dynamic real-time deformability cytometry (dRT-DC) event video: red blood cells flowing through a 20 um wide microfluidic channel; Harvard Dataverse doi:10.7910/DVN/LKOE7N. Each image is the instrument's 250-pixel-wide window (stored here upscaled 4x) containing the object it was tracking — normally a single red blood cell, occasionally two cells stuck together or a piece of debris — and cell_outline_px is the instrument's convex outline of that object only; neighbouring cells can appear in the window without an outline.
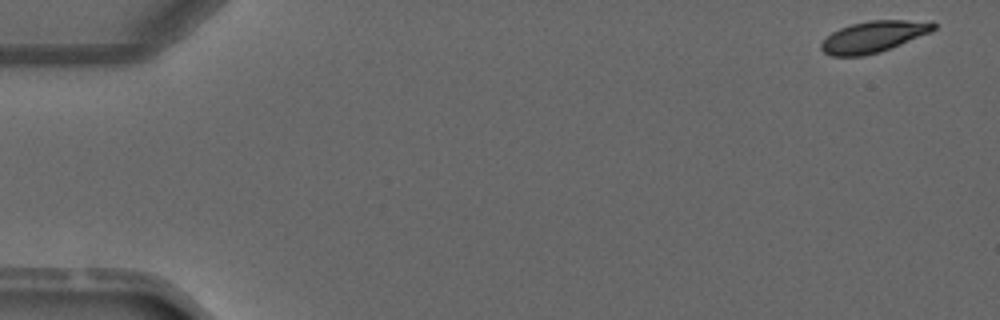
{"species": "common noctule bat (a hibernating species)", "species_latin": "Nyctalus noctula", "temperature_condition": "warm", "stored_images_in_passage": 4, "camera_frame_rate_fps": 3000, "um_per_image_px": 0.085, "animal": {"sex": "male", "forearm_length_mm": 52.5}, "frame": {"image": 1, "passage_image": 1, "time_ms": 0.0, "image_size_px": [1000, 320], "cell_outline_px": [[936, 28], [932, 32], [880, 52], [864, 56], [832, 56], [824, 52], [820, 48], [820, 44], [832, 32], [840, 28], [852, 24], [868, 20], [932, 20], [936, 24]], "centroid_in_image_um": [74.3, 3.11], "position_along_channel_um": 10.7, "area_um2": 20.69}}
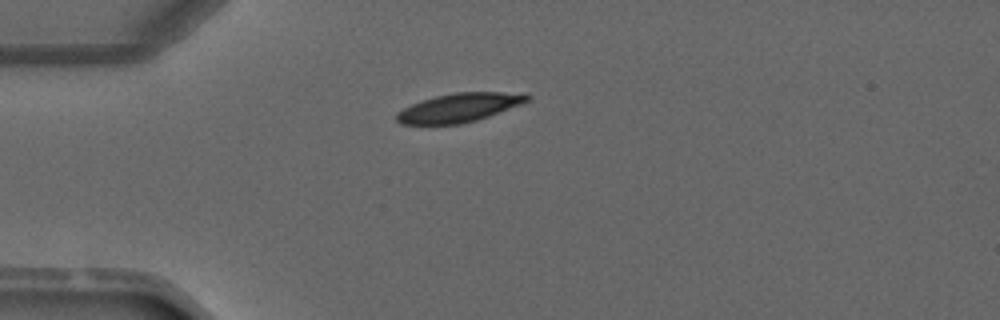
{"frame": {"image": 2, "passage_image": 4, "time_ms": 3.333, "image_size_px": [1000, 320], "cell_outline_px": [[532, 96], [528, 100], [520, 104], [488, 116], [476, 120], [460, 124], [400, 124], [396, 120], [396, 112], [412, 104], [436, 96], [456, 92], [500, 92]], "centroid_in_image_um": [38.96, 9.16], "position_along_channel_um": 46.0, "area_um2": 21.39}}